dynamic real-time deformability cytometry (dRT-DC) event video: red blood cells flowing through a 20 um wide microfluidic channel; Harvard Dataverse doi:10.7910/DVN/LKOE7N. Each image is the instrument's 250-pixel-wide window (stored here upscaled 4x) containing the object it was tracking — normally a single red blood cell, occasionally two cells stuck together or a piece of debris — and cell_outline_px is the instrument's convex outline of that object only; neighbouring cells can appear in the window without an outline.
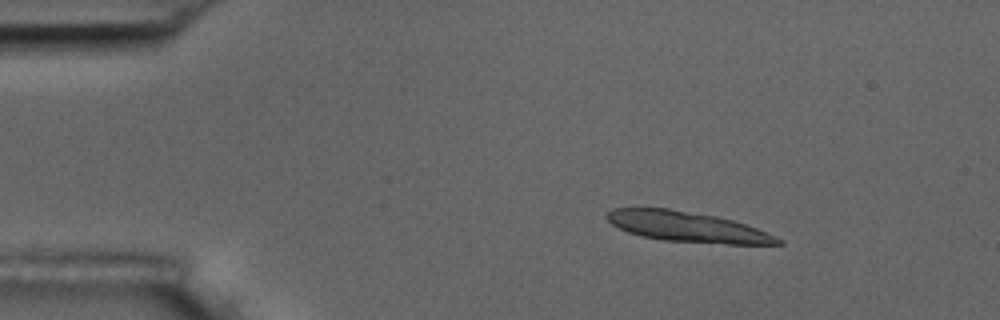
{"species": "common noctule bat (a hibernating species)", "species_latin": "Nyctalus noctula", "temperature_condition": "room temperature", "stored_images_in_passage": 5, "segment_of_instrument_passage": [1, 2], "camera_frame_rate_fps": 3000, "um_per_image_px": 0.085, "animal": {"sex": "male", "body_mass_g": 17.5, "forearm_length_mm": 52.3}, "frame": {"image": 1, "passage_image": 2, "time_ms": 1.333, "image_size_px": [1000, 320], "cell_outline_px": [[784, 244], [728, 244], [664, 240], [640, 236], [628, 232], [612, 224], [604, 216], [612, 208], [668, 208], [716, 216], [732, 220], [756, 228], [784, 240]], "centroid_in_image_um": [58.4, 19.28], "position_along_channel_um": 26.6, "area_um2": 29.94}}